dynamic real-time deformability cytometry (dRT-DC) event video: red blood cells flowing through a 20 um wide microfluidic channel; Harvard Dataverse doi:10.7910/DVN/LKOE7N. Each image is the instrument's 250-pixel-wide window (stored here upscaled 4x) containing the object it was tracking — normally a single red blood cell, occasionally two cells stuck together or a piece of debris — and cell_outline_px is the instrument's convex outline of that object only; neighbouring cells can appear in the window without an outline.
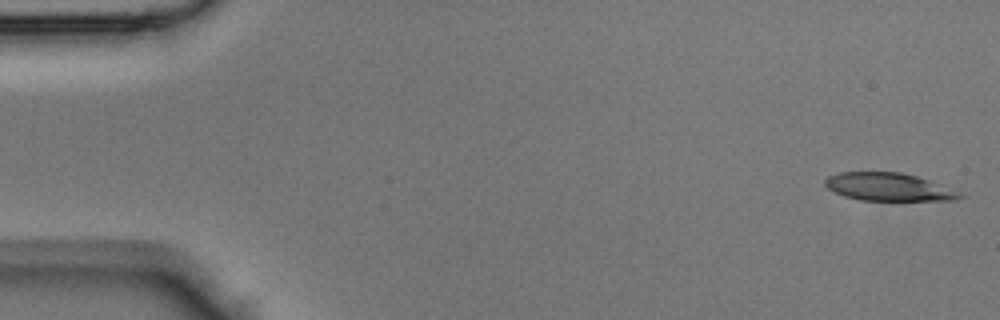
{"species": "Egyptian fruit bat (a non-hibernating species)", "species_latin": "Rousettus aegyptiacus", "temperature_condition": "room temperature", "stored_images_in_passage": 44, "camera_frame_rate_fps": 3000, "um_per_image_px": 0.085, "animal": {"sex": "male"}, "frame": {"image": 1, "passage_image": 1, "time_ms": 0.0, "image_size_px": [1000, 320], "cell_outline_px": [[968, 196], [956, 200], [860, 200], [844, 196], [828, 188], [824, 184], [824, 180], [828, 176], [840, 172], [900, 172], [916, 176], [928, 180]], "centroid_in_image_um": [75.51, 15.89], "position_along_channel_um": 9.5, "area_um2": 21.68}}
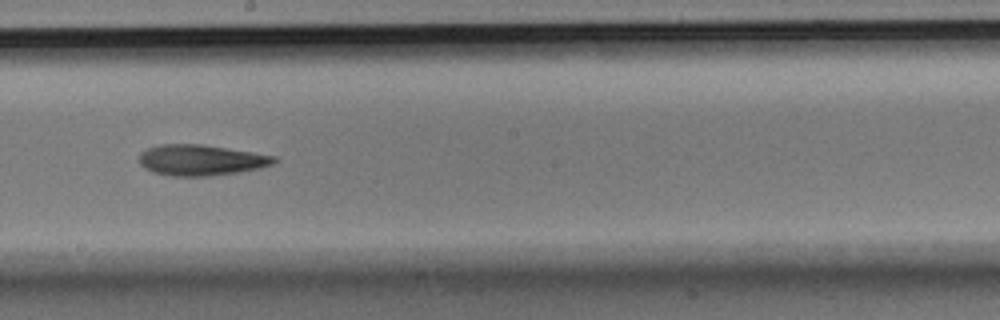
{"frame": {"image": 2, "passage_image": 24, "time_ms": 7.667, "image_size_px": [1000, 320], "cell_outline_px": [[280, 160], [272, 164], [260, 168], [240, 172], [208, 176], [168, 176], [152, 172], [144, 168], [140, 164], [140, 152], [148, 148], [160, 144], [200, 144], [252, 152], [276, 156]], "centroid_in_image_um": [17.08, 13.61], "position_along_channel_um": 231.1, "area_um2": 24.33}}
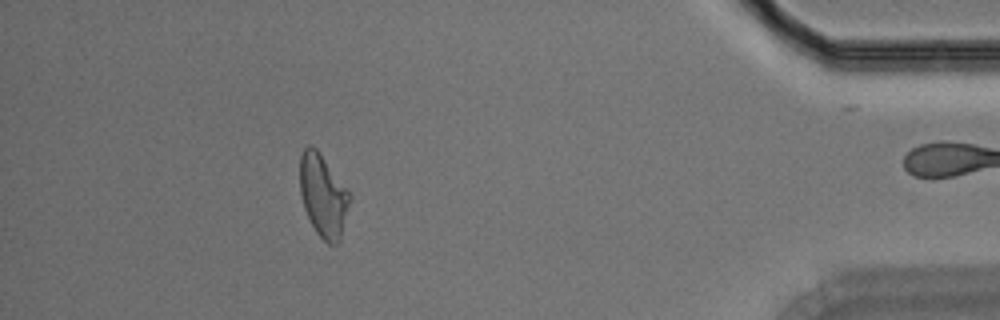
{"frame": {"image": 3, "passage_image": 39, "time_ms": 12.667, "image_size_px": [1000, 320], "cell_outline_px": [[352, 196], [340, 240], [336, 244], [328, 244], [316, 232], [304, 208], [300, 196], [300, 156], [304, 148], [308, 144], [316, 148], [320, 152]], "centroid_in_image_um": [27.47, 16.62], "position_along_channel_um": 407.7, "area_um2": 23.93}}